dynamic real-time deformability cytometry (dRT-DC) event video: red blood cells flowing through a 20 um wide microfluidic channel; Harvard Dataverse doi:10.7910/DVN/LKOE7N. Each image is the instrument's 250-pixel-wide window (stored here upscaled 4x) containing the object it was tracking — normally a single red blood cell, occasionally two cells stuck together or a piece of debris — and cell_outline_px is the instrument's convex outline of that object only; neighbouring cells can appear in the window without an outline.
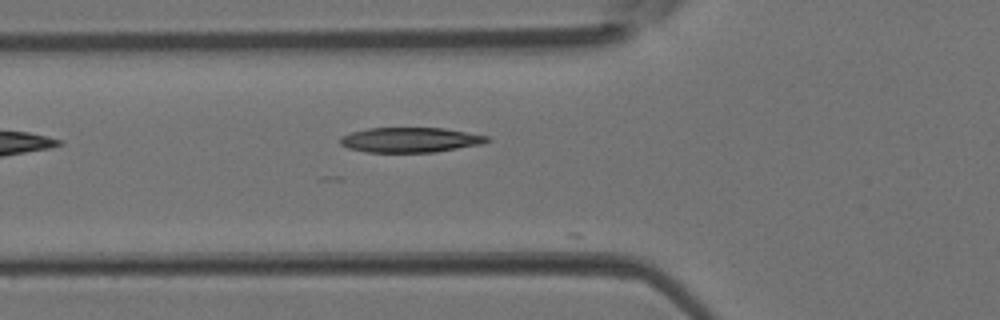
{"species": "Egyptian fruit bat (a non-hibernating species)", "species_latin": "Rousettus aegyptiacus", "temperature_condition": "room temperature", "stored_images_in_passage": 4, "camera_frame_rate_fps": 3000, "um_per_image_px": 0.085, "animal": {"sex": "female"}, "frame": {"image": 1, "passage_image": 4, "time_ms": 1.0, "image_size_px": [1000, 320], "cell_outline_px": [[492, 140], [480, 144], [436, 152], [368, 152], [348, 148], [340, 144], [340, 136], [352, 132], [368, 128], [444, 128], [488, 136]], "centroid_in_image_um": [34.86, 11.89], "position_along_channel_um": 90.9, "area_um2": 21.27}}